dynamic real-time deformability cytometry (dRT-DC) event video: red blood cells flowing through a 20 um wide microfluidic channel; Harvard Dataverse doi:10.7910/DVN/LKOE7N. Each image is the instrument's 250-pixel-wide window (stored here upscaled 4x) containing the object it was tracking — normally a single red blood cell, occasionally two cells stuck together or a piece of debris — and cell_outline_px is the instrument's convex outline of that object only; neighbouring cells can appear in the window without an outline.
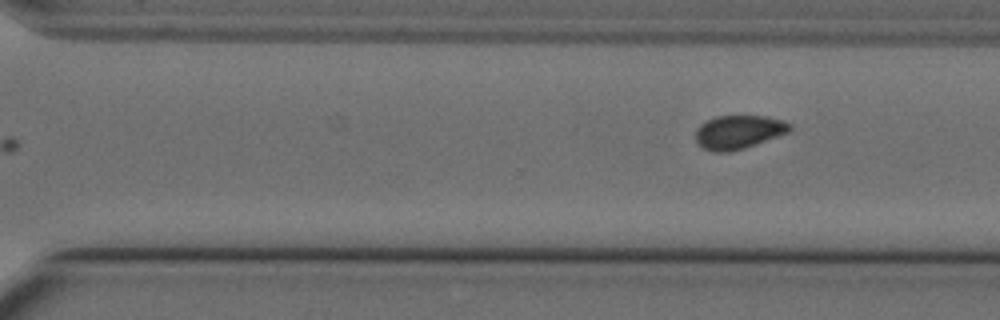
{"species": "Egyptian fruit bat (a non-hibernating species)", "species_latin": "Rousettus aegyptiacus", "temperature_condition": "cold", "stored_images_in_passage": 12, "camera_frame_rate_fps": 3000, "um_per_image_px": 0.085, "animal": {"sex": "female"}, "frame": {"image": 1, "passage_image": 12, "time_ms": 3.667, "image_size_px": [1000, 320], "cell_outline_px": [[792, 128], [788, 132], [744, 148], [728, 152], [712, 152], [700, 148], [696, 144], [696, 128], [700, 124], [716, 116], [768, 116], [784, 120], [792, 124]], "centroid_in_image_um": [62.75, 11.22], "position_along_channel_um": 307.9, "area_um2": 18.61}}